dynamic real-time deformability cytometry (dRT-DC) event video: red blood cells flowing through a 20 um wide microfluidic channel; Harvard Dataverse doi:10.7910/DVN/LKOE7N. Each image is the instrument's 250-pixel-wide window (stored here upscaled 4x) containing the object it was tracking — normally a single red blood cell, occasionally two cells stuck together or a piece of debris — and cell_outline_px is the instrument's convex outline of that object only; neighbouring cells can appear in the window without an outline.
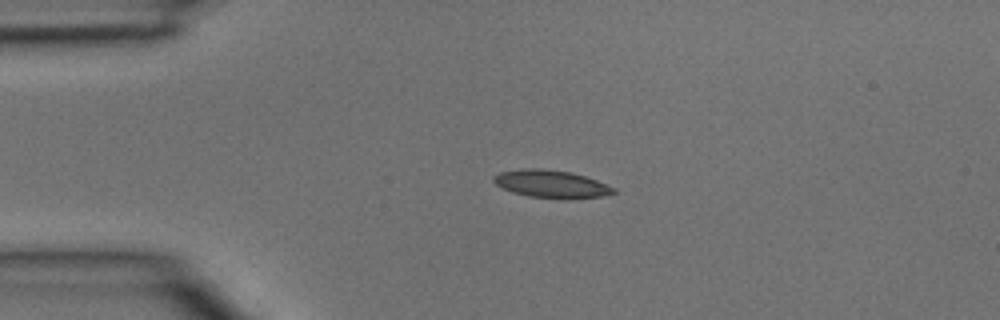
{"species": "common noctule bat (a hibernating species)", "species_latin": "Nyctalus noctula", "temperature_condition": "room temperature", "stored_images_in_passage": 2, "camera_frame_rate_fps": 3000, "um_per_image_px": 0.085, "animal": {"sex": "male", "body_mass_g": 15.6}, "frame": {"image": 1, "passage_image": 1, "time_ms": 0.0, "image_size_px": [1000, 320], "cell_outline_px": [[616, 192], [604, 196], [568, 200], [560, 200], [528, 196], [512, 192], [496, 184], [492, 180], [492, 176], [500, 172], [524, 168], [540, 168], [572, 172], [596, 180], [616, 188]], "centroid_in_image_um": [46.88, 15.65], "position_along_channel_um": 38.1, "area_um2": 19.71}}
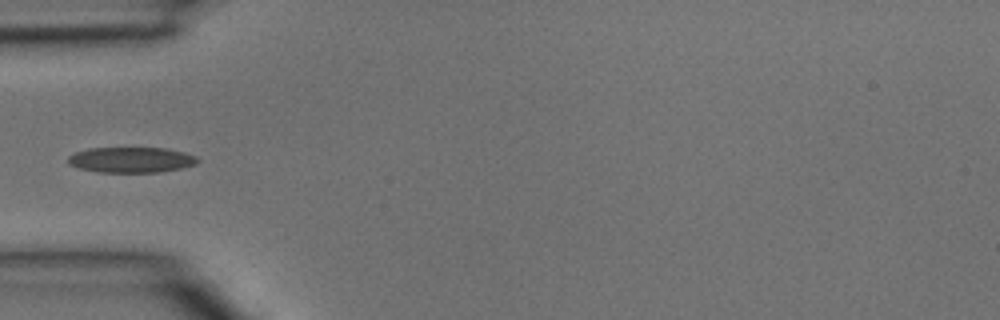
{"frame": {"image": 2, "passage_image": 2, "time_ms": 0.333, "image_size_px": [1000, 320], "cell_outline_px": [[200, 160], [196, 164], [180, 168], [160, 172], [96, 172], [80, 168], [68, 164], [68, 156], [76, 152], [88, 148], [164, 148], [184, 152], [196, 156]], "centroid_in_image_um": [11.15, 13.58], "position_along_channel_um": 73.9, "area_um2": 19.25}}